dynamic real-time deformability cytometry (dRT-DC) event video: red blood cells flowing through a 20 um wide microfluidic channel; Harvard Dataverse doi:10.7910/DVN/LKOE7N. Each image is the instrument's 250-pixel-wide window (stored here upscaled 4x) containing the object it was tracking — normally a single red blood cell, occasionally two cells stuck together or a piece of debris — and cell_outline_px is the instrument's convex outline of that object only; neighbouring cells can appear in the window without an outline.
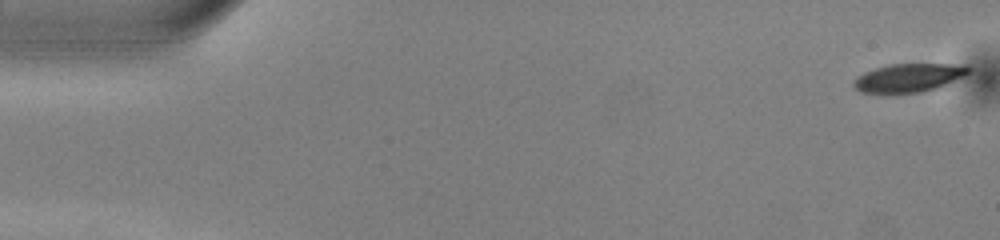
{"species": "common noctule bat (a hibernating species)", "species_latin": "Nyctalus noctula", "temperature_condition": "warm", "stored_images_in_passage": 51, "camera_frame_rate_fps": 3000, "um_per_image_px": 0.085, "animal": {"sex": "male", "body_mass_g": 13.0, "forearm_length_mm": 53.1}, "frame": {"image": 1, "passage_image": 1, "time_ms": 0.0, "image_size_px": [1000, 240], "cell_outline_px": [[972, 68], [964, 76], [936, 88], [920, 92], [860, 92], [852, 84], [864, 72], [876, 68], [892, 64], [968, 64]], "centroid_in_image_um": [77.31, 6.59], "position_along_channel_um": 7.7, "area_um2": 18.61}}
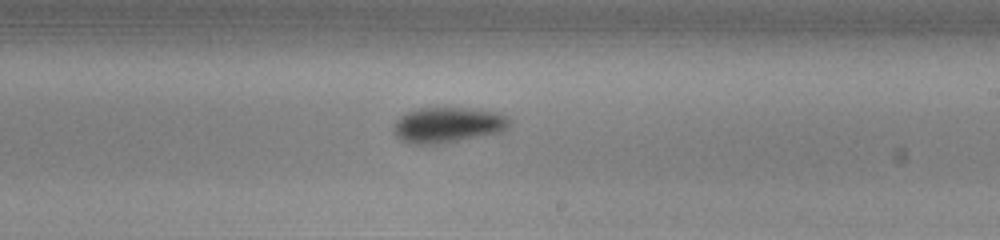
{"frame": {"image": 2, "passage_image": 30, "time_ms": 9.667, "image_size_px": [1000, 240], "cell_outline_px": [[512, 124], [508, 128], [500, 132], [436, 144], [412, 144], [400, 140], [392, 132], [392, 124], [400, 116], [408, 112], [420, 108], [468, 108], [500, 112], [508, 116], [512, 120]], "centroid_in_image_um": [38.06, 10.61], "position_along_channel_um": 250.9, "area_um2": 24.16}}
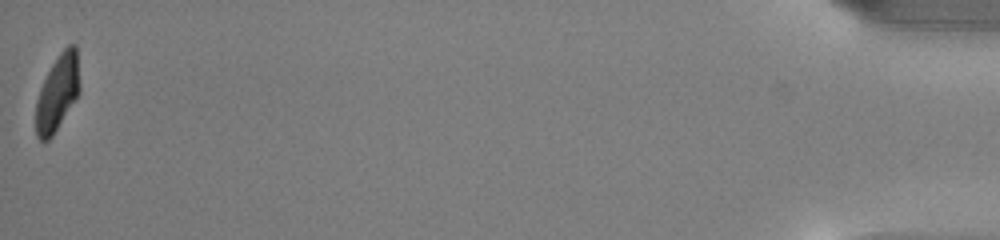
{"frame": {"image": 3, "passage_image": 51, "time_ms": 16.667, "image_size_px": [1000, 240], "cell_outline_px": [[80, 92], [52, 136], [48, 140], [40, 140], [36, 136], [36, 100], [40, 88], [52, 64], [60, 52], [68, 44], [76, 44], [80, 84]], "centroid_in_image_um": [4.9, 7.86], "position_along_channel_um": 430.3, "area_um2": 19.31}, "authors_computed_cell_mechanics": {"area_um2": 21.8484, "velocity_mm_per_s": 4.0228, "shape_relaxation_time_tau1_ms": 2.6524, "shape_relaxation_time_tau2_ms": 5.594, "deformation_change_tau1": 0.1366, "deformation_change_tau2": 0.1033}}